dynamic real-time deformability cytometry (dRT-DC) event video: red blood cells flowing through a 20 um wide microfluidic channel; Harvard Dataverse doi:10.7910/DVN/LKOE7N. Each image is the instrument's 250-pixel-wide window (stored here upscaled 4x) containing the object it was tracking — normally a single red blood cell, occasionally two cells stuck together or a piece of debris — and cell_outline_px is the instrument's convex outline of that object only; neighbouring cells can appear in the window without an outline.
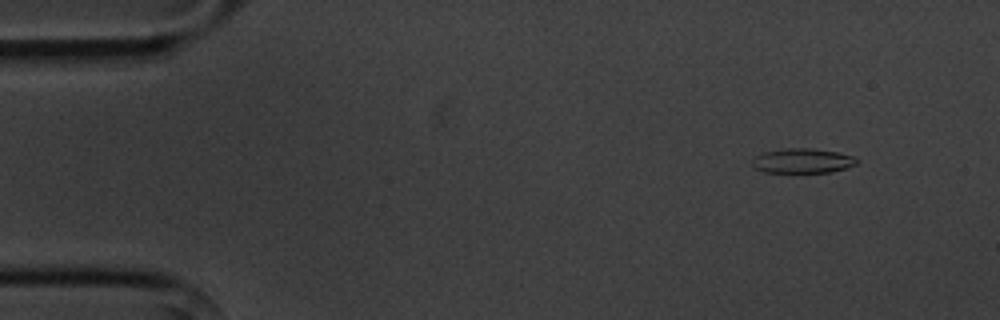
{"species": "common noctule bat (a hibernating species)", "species_latin": "Nyctalus noctula", "temperature_condition": "cold", "stored_images_in_passage": 6, "camera_frame_rate_fps": 3000, "um_per_image_px": 0.085, "animal": {"sex": "male", "body_mass_g": 20.1, "forearm_length_mm": 53.5}, "frame": {"image": 1, "passage_image": 2, "time_ms": 1.333, "image_size_px": [1000, 320], "cell_outline_px": [[856, 164], [832, 172], [764, 172], [756, 168], [752, 164], [752, 160], [756, 156], [764, 152], [784, 148], [812, 148], [840, 152], [856, 156]], "centroid_in_image_um": [68.23, 13.65], "position_along_channel_um": 16.8, "area_um2": 15.03}}